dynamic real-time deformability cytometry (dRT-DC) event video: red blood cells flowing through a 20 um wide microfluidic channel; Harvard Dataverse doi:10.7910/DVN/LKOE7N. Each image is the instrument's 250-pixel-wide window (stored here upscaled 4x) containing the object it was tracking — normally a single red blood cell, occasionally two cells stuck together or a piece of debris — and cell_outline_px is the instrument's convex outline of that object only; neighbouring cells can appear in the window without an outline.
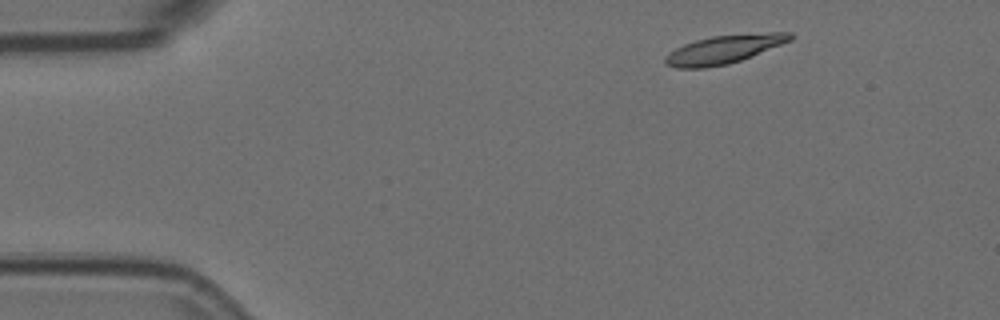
{"species": "Egyptian fruit bat (a non-hibernating species)", "species_latin": "Rousettus aegyptiacus", "temperature_condition": "room temperature", "stored_images_in_passage": 3, "camera_frame_rate_fps": 3000, "um_per_image_px": 0.085, "animal": {"sex": "female"}, "frame": {"image": 1, "passage_image": 1, "time_ms": 0.0, "image_size_px": [1000, 320], "cell_outline_px": [[796, 36], [792, 40], [740, 60], [728, 64], [704, 68], [676, 68], [664, 64], [664, 56], [668, 52], [684, 44], [696, 40], [712, 36], [768, 32], [792, 32]], "centroid_in_image_um": [61.52, 4.19], "position_along_channel_um": 23.5, "area_um2": 20.75}}